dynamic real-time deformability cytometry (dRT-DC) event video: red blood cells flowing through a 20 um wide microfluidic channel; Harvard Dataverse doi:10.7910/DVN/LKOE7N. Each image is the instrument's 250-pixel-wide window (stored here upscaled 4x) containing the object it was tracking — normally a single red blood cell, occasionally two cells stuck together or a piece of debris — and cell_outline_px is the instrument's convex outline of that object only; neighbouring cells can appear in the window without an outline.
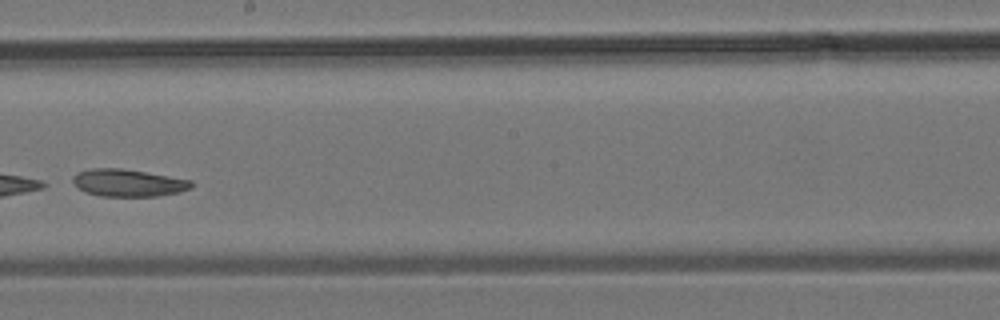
{"species": "common noctule bat (a hibernating species)", "species_latin": "Nyctalus noctula", "temperature_condition": "room temperature", "stored_images_in_passage": 35, "camera_frame_rate_fps": 3000, "um_per_image_px": 0.085, "animal": {"sex": "male", "body_mass_g": 19.2, "forearm_length_mm": 51.8}, "frame": {"image": 1, "passage_image": 20, "time_ms": 6.333, "image_size_px": [1000, 320], "cell_outline_px": [[192, 188], [180, 192], [156, 196], [100, 196], [84, 192], [76, 188], [72, 180], [72, 176], [76, 172], [92, 168], [120, 168], [192, 180]], "centroid_in_image_um": [10.84, 15.54], "position_along_channel_um": 237.4, "area_um2": 18.96}}